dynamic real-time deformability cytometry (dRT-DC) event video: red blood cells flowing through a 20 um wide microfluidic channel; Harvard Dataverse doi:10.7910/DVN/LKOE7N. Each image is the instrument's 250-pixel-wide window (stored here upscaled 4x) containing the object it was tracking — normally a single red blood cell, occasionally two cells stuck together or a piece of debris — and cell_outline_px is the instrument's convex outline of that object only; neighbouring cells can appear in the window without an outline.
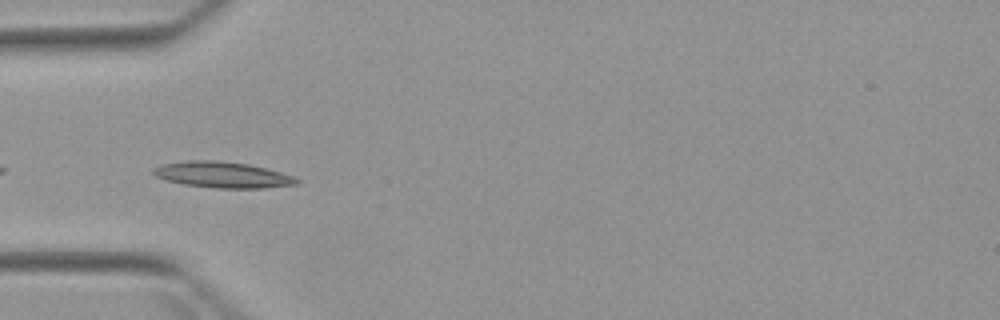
{"species": "Egyptian fruit bat (a non-hibernating species)", "species_latin": "Rousettus aegyptiacus", "temperature_condition": "warm", "stored_images_in_passage": 7, "camera_frame_rate_fps": 3000, "um_per_image_px": 0.085, "animal": {"sex": "female"}, "frame": {"image": 1, "passage_image": 5, "time_ms": 5.0, "image_size_px": [1000, 320], "cell_outline_px": [[300, 180], [296, 184], [264, 188], [216, 188], [184, 184], [168, 180], [156, 176], [152, 172], [152, 168], [160, 164], [184, 160], [216, 160], [248, 164], [280, 172], [292, 176]], "centroid_in_image_um": [18.87, 14.84], "position_along_channel_um": 66.1, "area_um2": 21.62}}
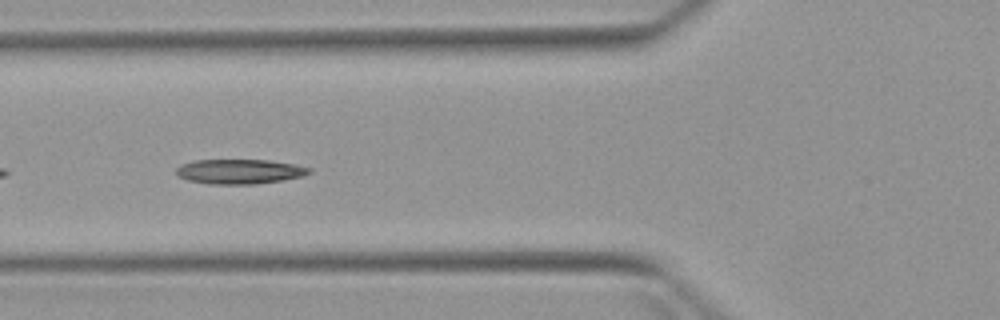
{"frame": {"image": 2, "passage_image": 6, "time_ms": 6.0, "image_size_px": [1000, 320], "cell_outline_px": [[312, 172], [304, 176], [284, 180], [256, 184], [208, 184], [188, 180], [176, 176], [176, 168], [180, 164], [196, 160], [268, 160], [296, 164], [312, 168]], "centroid_in_image_um": [20.38, 14.58], "position_along_channel_um": 105.4, "area_um2": 19.42}}
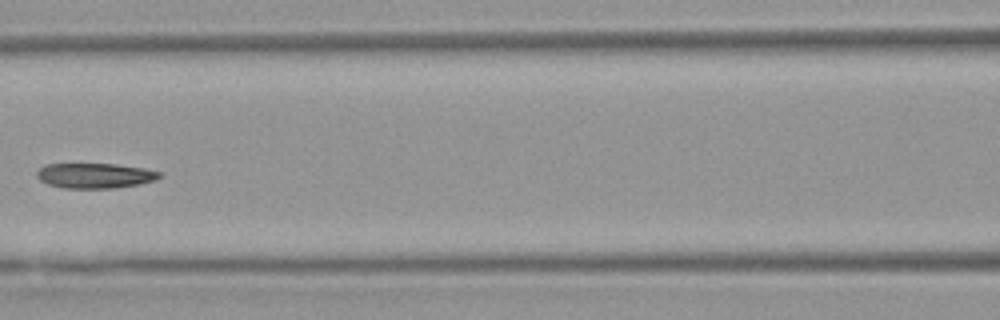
{"frame": {"image": 3, "passage_image": 7, "time_ms": 7.333, "image_size_px": [1000, 320], "cell_outline_px": [[160, 176], [156, 180], [140, 184], [116, 188], [64, 188], [48, 184], [40, 180], [36, 176], [36, 172], [44, 164], [116, 164], [144, 168], [160, 172]], "centroid_in_image_um": [8.06, 14.93], "position_along_channel_um": 158.5, "area_um2": 17.98}}